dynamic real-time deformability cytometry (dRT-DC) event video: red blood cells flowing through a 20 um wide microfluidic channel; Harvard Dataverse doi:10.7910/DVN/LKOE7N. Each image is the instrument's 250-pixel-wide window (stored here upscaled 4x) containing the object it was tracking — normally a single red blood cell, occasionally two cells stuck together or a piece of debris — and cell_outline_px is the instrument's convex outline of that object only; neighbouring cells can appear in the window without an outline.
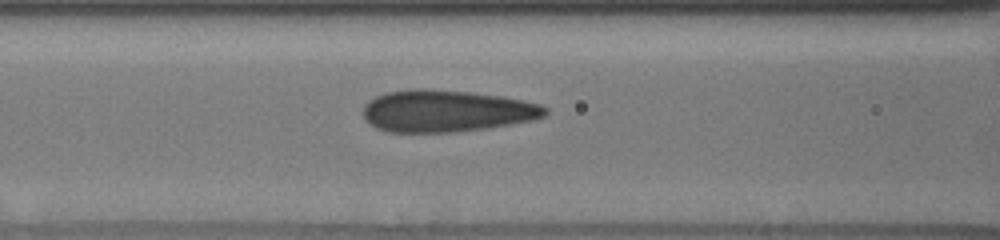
{"species": "human", "species_latin": "Homo sapiens", "temperature_condition": "cold", "stored_images_in_passage": 38, "camera_frame_rate_fps": 3000, "um_per_image_px": 0.085, "donor": {"sex": "male"}, "frame": {"image": 1, "passage_image": 16, "time_ms": 6.667, "image_size_px": [1000, 240], "cell_outline_px": [[548, 112], [544, 116], [532, 120], [512, 124], [488, 128], [452, 132], [388, 132], [376, 128], [364, 116], [364, 104], [368, 100], [384, 92], [416, 88], [428, 88], [468, 92], [504, 96], [524, 100], [540, 104], [548, 108]], "centroid_in_image_um": [37.96, 9.42], "position_along_channel_um": 128.6, "area_um2": 44.68}}
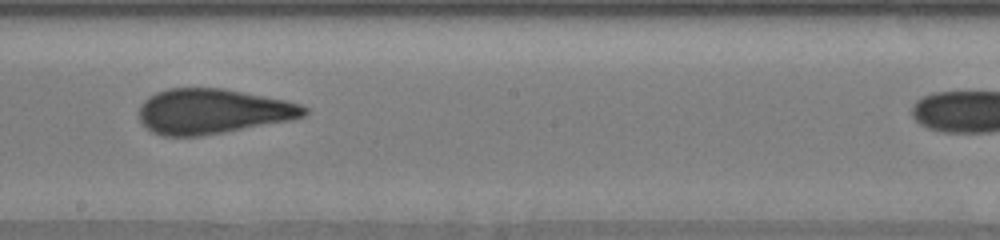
{"frame": {"image": 2, "passage_image": 24, "time_ms": 9.333, "image_size_px": [1000, 240], "cell_outline_px": [[308, 116], [292, 120], [224, 132], [200, 136], [164, 136], [152, 132], [140, 120], [140, 104], [148, 96], [156, 92], [168, 88], [224, 88], [284, 100], [300, 104], [308, 108]], "centroid_in_image_um": [18.1, 9.46], "position_along_channel_um": 230.1, "area_um2": 43.41}}
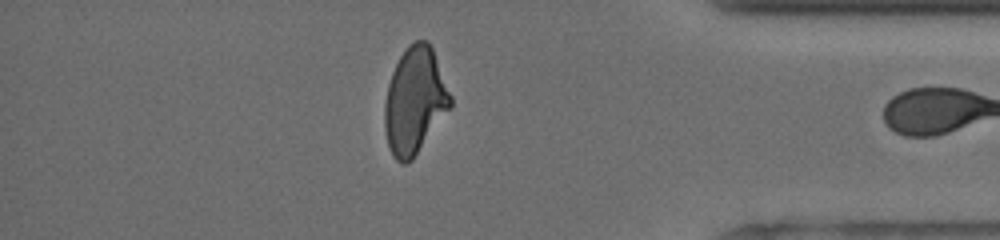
{"frame": {"image": 3, "passage_image": 37, "time_ms": 14.333, "image_size_px": [1000, 240], "cell_outline_px": [[452, 104], [412, 160], [408, 164], [400, 164], [392, 156], [388, 144], [384, 128], [384, 104], [388, 84], [392, 72], [400, 56], [408, 44], [416, 40], [428, 40], [432, 48], [452, 96]], "centroid_in_image_um": [35.23, 8.57], "position_along_channel_um": 400.0, "area_um2": 40.69}}